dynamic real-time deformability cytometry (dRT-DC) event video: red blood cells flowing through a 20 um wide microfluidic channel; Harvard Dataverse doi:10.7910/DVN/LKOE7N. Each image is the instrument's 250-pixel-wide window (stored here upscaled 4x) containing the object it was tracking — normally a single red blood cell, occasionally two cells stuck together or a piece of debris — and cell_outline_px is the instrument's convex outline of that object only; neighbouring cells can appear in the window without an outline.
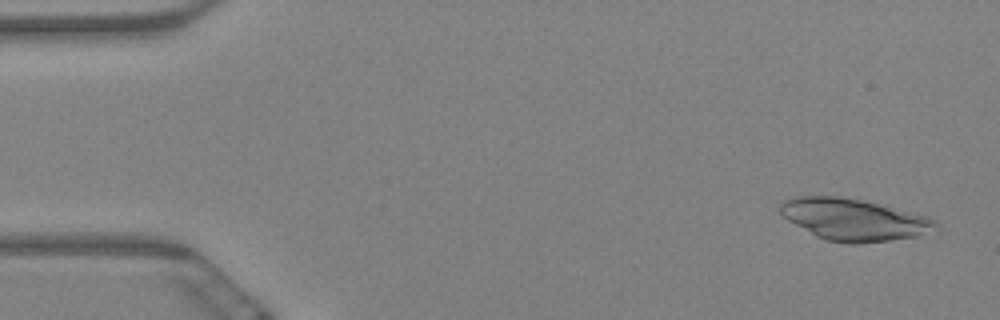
{"species": "Egyptian fruit bat (a non-hibernating species)", "species_latin": "Rousettus aegyptiacus", "temperature_condition": "warm", "stored_images_in_passage": 5, "camera_frame_rate_fps": 3000, "um_per_image_px": 0.085, "animal": {"sex": "female"}, "frame": {"image": 1, "passage_image": 1, "time_ms": 0.0, "image_size_px": [1000, 320], "cell_outline_px": [[940, 232], [916, 236], [888, 240], [856, 244], [848, 244], [828, 240], [816, 236], [788, 220], [780, 212], [780, 204], [784, 200], [792, 196], [840, 196], [868, 200], [928, 216], [936, 220], [940, 228]], "centroid_in_image_um": [72.66, 18.65], "position_along_channel_um": 12.3, "area_um2": 38.44}}